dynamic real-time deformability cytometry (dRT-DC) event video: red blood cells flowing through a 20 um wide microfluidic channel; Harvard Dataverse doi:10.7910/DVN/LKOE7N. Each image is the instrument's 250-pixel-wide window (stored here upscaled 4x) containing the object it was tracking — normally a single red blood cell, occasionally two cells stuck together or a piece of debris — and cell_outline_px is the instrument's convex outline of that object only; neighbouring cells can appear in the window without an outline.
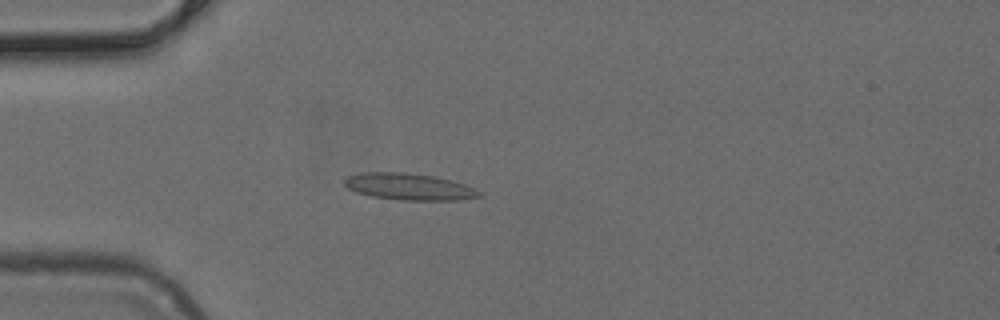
{"species": "common noctule bat (a hibernating species)", "species_latin": "Nyctalus noctula", "temperature_condition": "cold", "stored_images_in_passage": 49, "camera_frame_rate_fps": 3000, "um_per_image_px": 0.085, "animal": {"sex": "female", "body_mass_g": 24.6, "forearm_length_mm": 56.2}, "frame": {"image": 1, "passage_image": 13, "time_ms": 4.0, "image_size_px": [1000, 320], "cell_outline_px": [[480, 196], [456, 200], [404, 200], [372, 196], [356, 192], [348, 188], [344, 184], [344, 180], [348, 176], [360, 172], [404, 172], [432, 176], [452, 180], [464, 184], [480, 192]], "centroid_in_image_um": [34.72, 15.86], "position_along_channel_um": 50.3, "area_um2": 20.69}}
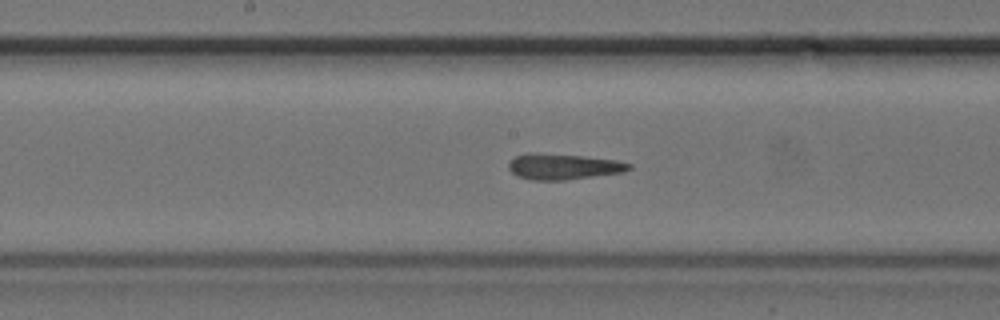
{"frame": {"image": 2, "passage_image": 25, "time_ms": 8.0, "image_size_px": [1000, 320], "cell_outline_px": [[632, 168], [624, 172], [564, 180], [532, 180], [516, 176], [508, 168], [508, 164], [516, 156], [528, 152], [584, 156], [616, 160], [632, 164]], "centroid_in_image_um": [47.88, 14.16], "position_along_channel_um": 200.3, "area_um2": 18.09}}
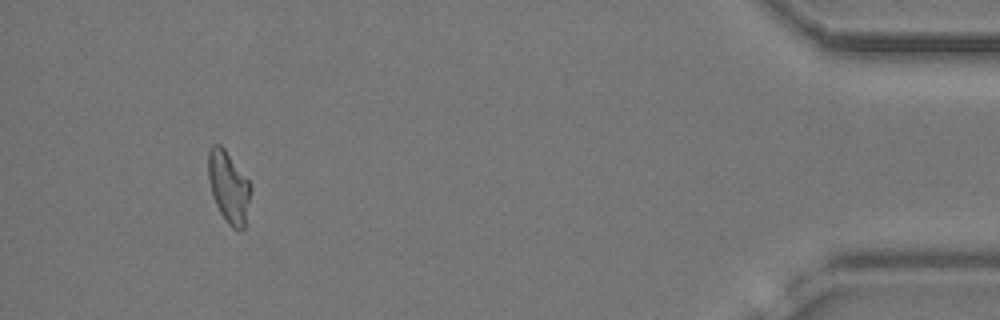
{"frame": {"image": 3, "passage_image": 46, "time_ms": 15.0, "image_size_px": [1000, 320], "cell_outline_px": [[252, 188], [244, 228], [240, 232], [236, 232], [228, 224], [220, 212], [212, 196], [208, 180], [208, 148], [212, 144], [220, 144], [224, 148], [252, 184]], "centroid_in_image_um": [19.44, 15.9], "position_along_channel_um": 415.8, "area_um2": 18.03}}